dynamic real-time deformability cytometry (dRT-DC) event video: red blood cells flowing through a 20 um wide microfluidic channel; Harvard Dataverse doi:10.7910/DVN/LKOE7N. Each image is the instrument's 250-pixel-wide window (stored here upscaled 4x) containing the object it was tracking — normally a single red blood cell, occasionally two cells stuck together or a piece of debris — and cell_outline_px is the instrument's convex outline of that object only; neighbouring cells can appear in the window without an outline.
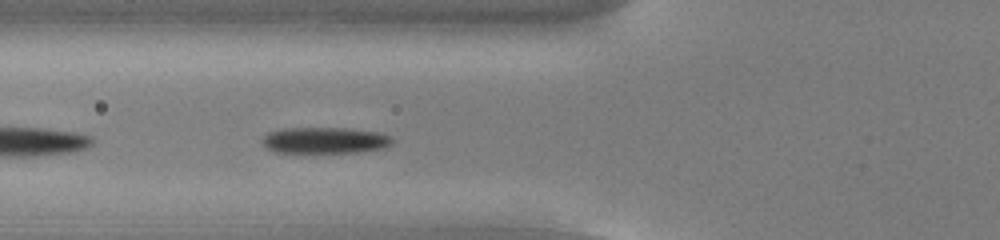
{"species": "common noctule bat (a hibernating species)", "species_latin": "Nyctalus noctula", "temperature_condition": "cold", "stored_images_in_passage": 39, "camera_frame_rate_fps": 3000, "um_per_image_px": 0.085, "animal": {"sex": "male", "body_mass_g": 13.0, "forearm_length_mm": 53.1}, "frame": {"image": 1, "passage_image": 5, "time_ms": 1.333, "image_size_px": [1000, 240], "cell_outline_px": [[396, 140], [392, 144], [384, 148], [356, 152], [276, 152], [268, 148], [260, 140], [268, 132], [284, 128], [348, 128], [380, 132], [392, 136]], "centroid_in_image_um": [27.67, 11.91], "position_along_channel_um": 98.1, "area_um2": 20.0}}
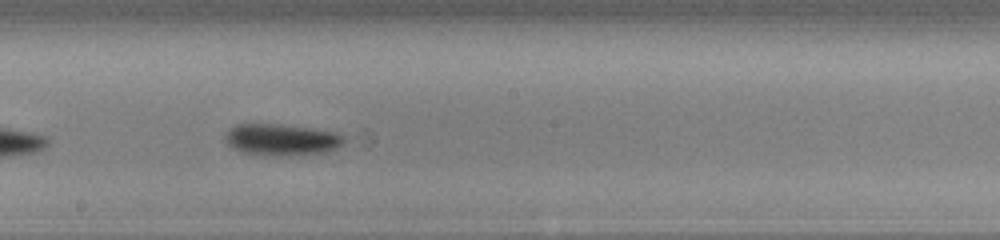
{"frame": {"image": 2, "passage_image": 15, "time_ms": 4.667, "image_size_px": [1000, 240], "cell_outline_px": [[348, 140], [344, 144], [336, 148], [324, 152], [288, 156], [272, 156], [244, 152], [232, 148], [228, 144], [224, 136], [224, 132], [228, 128], [236, 124], [280, 124], [312, 128], [336, 132], [344, 136]], "centroid_in_image_um": [23.94, 11.86], "position_along_channel_um": 224.3, "area_um2": 22.2}}
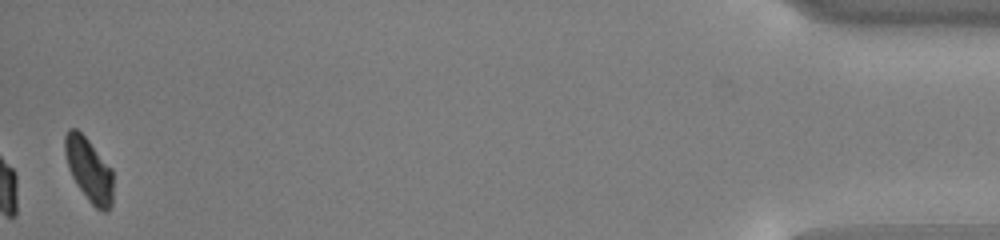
{"frame": {"image": 3, "passage_image": 38, "time_ms": 12.333, "image_size_px": [1000, 240], "cell_outline_px": [[112, 204], [108, 212], [104, 212], [96, 208], [88, 200], [76, 184], [68, 168], [64, 152], [64, 136], [68, 128], [76, 128], [88, 140], [112, 168]], "centroid_in_image_um": [7.55, 14.43], "position_along_channel_um": 427.7, "area_um2": 17.98}, "authors_computed_cell_mechanics": {"area_um2": 19.941, "velocity_mm_per_s": 3.786, "shape_relaxation_time_tau1_ms": 1.2833, "shape_relaxation_time_tau2_ms": null, "deformation_change_tau1": 0.0946, "deformation_change_tau2": null}}